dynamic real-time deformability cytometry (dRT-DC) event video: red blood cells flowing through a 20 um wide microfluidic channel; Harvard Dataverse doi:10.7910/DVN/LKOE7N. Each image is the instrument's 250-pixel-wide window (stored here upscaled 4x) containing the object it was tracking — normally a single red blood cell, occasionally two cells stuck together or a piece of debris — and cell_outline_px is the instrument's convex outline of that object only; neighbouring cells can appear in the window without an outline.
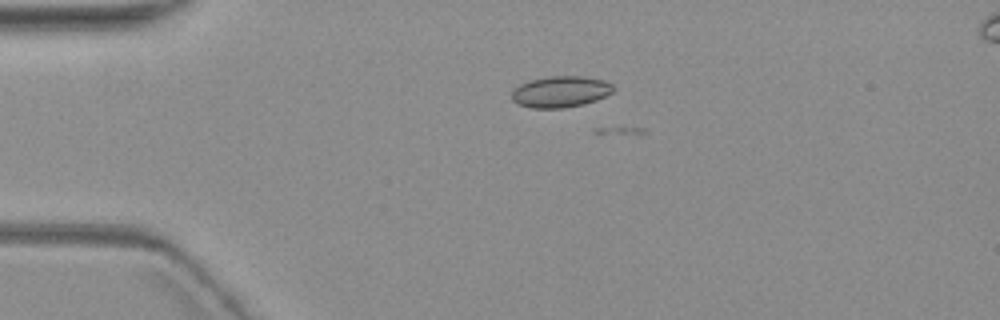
{"species": "common noctule bat (a hibernating species)", "species_latin": "Nyctalus noctula", "temperature_condition": "warm", "stored_images_in_passage": 5, "segment_of_instrument_passage": [1, 2], "camera_frame_rate_fps": 3000, "um_per_image_px": 0.085, "animal": {"sex": "female", "body_mass_g": 19.3, "forearm_length_mm": 54.1}, "frame": {"image": 1, "passage_image": 3, "time_ms": 2.333, "image_size_px": [1000, 320], "cell_outline_px": [[612, 92], [596, 100], [584, 104], [564, 108], [532, 108], [516, 104], [512, 100], [512, 92], [520, 84], [528, 80], [548, 76], [584, 76], [604, 80], [612, 84]], "centroid_in_image_um": [47.61, 7.79], "position_along_channel_um": 37.4, "area_um2": 18.55}}